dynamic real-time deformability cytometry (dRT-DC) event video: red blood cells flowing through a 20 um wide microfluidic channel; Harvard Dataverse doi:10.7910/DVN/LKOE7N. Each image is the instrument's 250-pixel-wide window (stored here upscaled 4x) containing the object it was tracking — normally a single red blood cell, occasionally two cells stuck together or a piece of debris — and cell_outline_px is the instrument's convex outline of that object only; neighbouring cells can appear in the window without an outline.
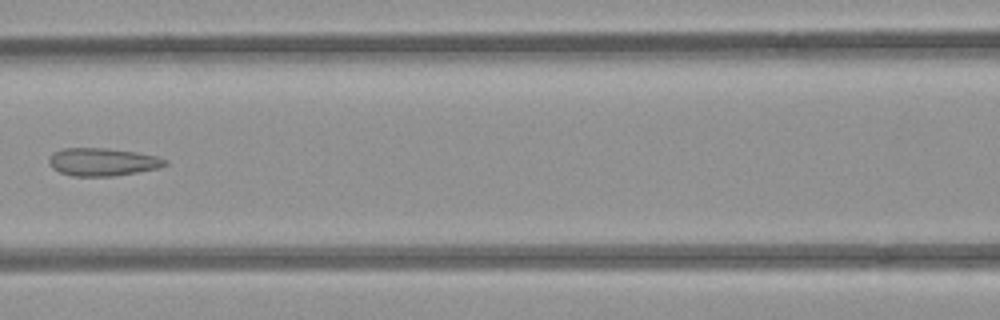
{"species": "common noctule bat (a hibernating species)", "species_latin": "Nyctalus noctula", "temperature_condition": "room temperature", "stored_images_in_passage": 4, "camera_frame_rate_fps": 3000, "um_per_image_px": 0.085, "animal": {"sex": "female", "body_mass_g": 21.9}, "frame": {"image": 1, "passage_image": 4, "time_ms": 3.333, "image_size_px": [1000, 320], "cell_outline_px": [[168, 164], [160, 168], [112, 176], [72, 176], [60, 172], [52, 168], [48, 164], [48, 156], [52, 152], [64, 148], [108, 148], [136, 152], [156, 156], [168, 160]], "centroid_in_image_um": [8.69, 13.76], "position_along_channel_um": 157.9, "area_um2": 19.02}}